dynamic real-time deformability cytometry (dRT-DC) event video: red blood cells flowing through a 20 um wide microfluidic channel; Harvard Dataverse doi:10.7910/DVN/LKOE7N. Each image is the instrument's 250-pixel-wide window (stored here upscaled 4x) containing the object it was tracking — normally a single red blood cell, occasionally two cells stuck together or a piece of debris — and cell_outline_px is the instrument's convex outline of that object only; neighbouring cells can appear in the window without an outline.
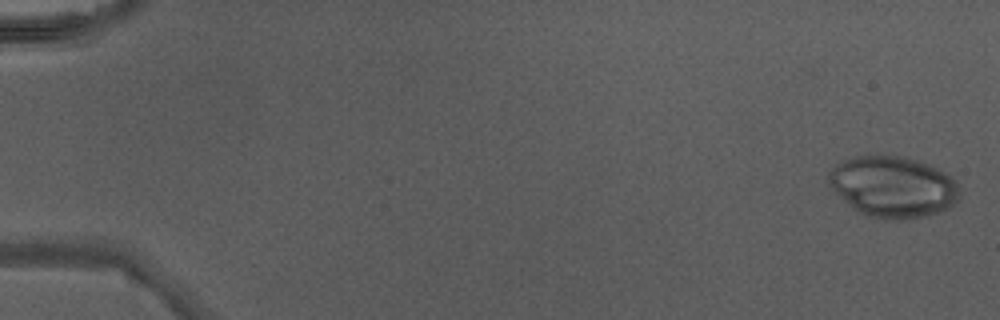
{"species": "Egyptian fruit bat (a non-hibernating species)", "species_latin": "Rousettus aegyptiacus", "temperature_condition": "warm", "stored_images_in_passage": 48, "camera_frame_rate_fps": 3000, "um_per_image_px": 0.085, "animal": {"sex": "male"}, "frame": {"image": 1, "passage_image": 2, "time_ms": 0.333, "image_size_px": [1000, 320], "cell_outline_px": [[960, 200], [948, 208], [924, 216], [896, 220], [888, 220], [864, 216], [832, 188], [828, 180], [828, 172], [832, 168], [844, 160], [856, 156], [900, 156], [916, 160], [928, 164], [944, 172], [960, 188]], "centroid_in_image_um": [75.92, 15.89], "position_along_channel_um": 9.1, "area_um2": 46.12}}
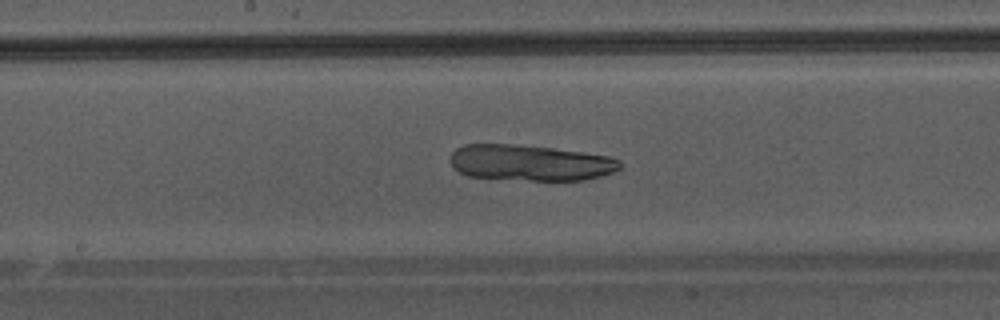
{"frame": {"image": 2, "passage_image": 27, "time_ms": 8.667, "image_size_px": [1000, 320], "cell_outline_px": [[620, 168], [612, 172], [600, 176], [584, 180], [528, 180], [468, 176], [460, 172], [448, 160], [452, 152], [456, 148], [464, 144], [512, 144], [552, 148], [584, 152], [608, 156], [620, 160]], "centroid_in_image_um": [45.05, 13.83], "position_along_channel_um": 203.2, "area_um2": 35.43}}
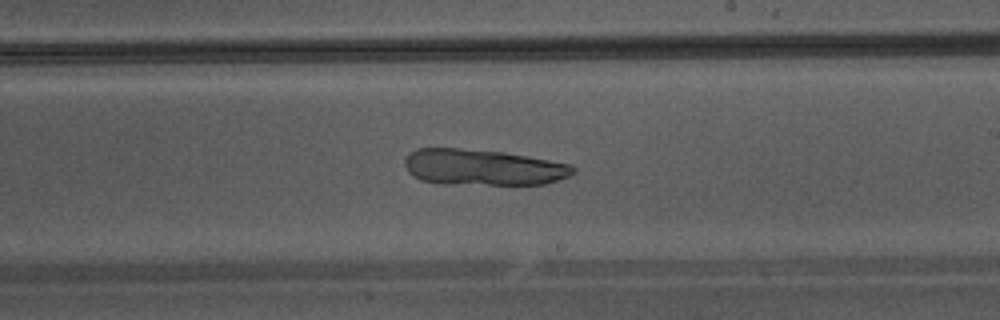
{"frame": {"image": 3, "passage_image": 30, "time_ms": 9.667, "image_size_px": [1000, 320], "cell_outline_px": [[576, 172], [568, 176], [544, 184], [444, 184], [420, 180], [408, 172], [404, 164], [404, 160], [408, 152], [416, 148], [460, 148], [504, 152], [528, 156], [568, 164], [576, 168]], "centroid_in_image_um": [40.99, 14.21], "position_along_channel_um": 248.0, "area_um2": 35.43}}